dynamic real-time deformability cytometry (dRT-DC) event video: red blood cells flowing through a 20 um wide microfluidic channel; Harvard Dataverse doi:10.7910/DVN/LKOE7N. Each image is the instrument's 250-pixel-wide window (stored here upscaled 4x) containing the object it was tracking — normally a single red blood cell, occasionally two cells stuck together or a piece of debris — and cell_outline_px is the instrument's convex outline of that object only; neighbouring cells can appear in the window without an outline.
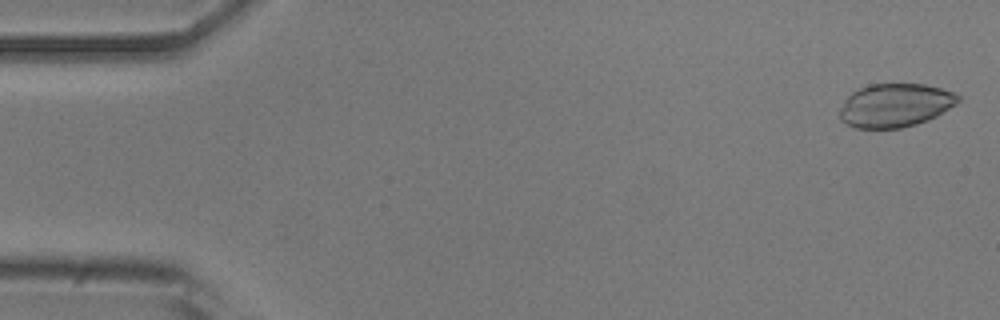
{"species": "common noctule bat (a hibernating species)", "species_latin": "Nyctalus noctula", "temperature_condition": "room temperature", "stored_images_in_passage": 4, "camera_frame_rate_fps": 3000, "um_per_image_px": 0.085, "animal": {"sex": "male", "body_mass_g": 20.5, "forearm_length_mm": 52.5}, "frame": {"image": 1, "passage_image": 1, "time_ms": 0.0, "image_size_px": [1000, 320], "cell_outline_px": [[960, 100], [956, 104], [936, 116], [928, 120], [916, 124], [900, 128], [856, 128], [840, 120], [840, 108], [844, 100], [852, 92], [868, 84], [924, 84], [956, 92], [960, 96]], "centroid_in_image_um": [76.1, 8.94], "position_along_channel_um": 8.9, "area_um2": 30.06}}